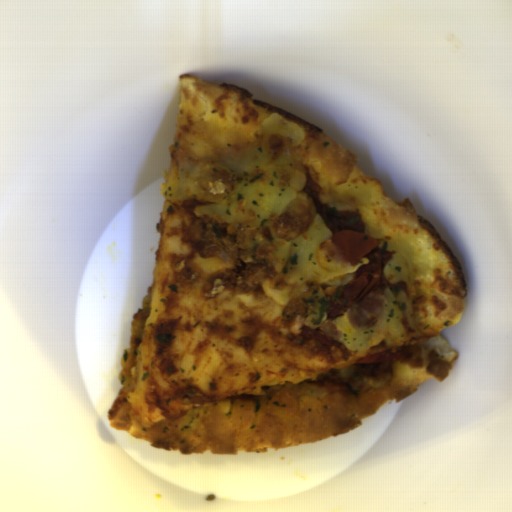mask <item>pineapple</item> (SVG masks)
<instances>
[{
    "instance_id": "2",
    "label": "pineapple",
    "mask_w": 512,
    "mask_h": 512,
    "mask_svg": "<svg viewBox=\"0 0 512 512\" xmlns=\"http://www.w3.org/2000/svg\"><path fill=\"white\" fill-rule=\"evenodd\" d=\"M333 234L317 214L293 239L274 236L268 257L277 278L306 304L305 326L315 330L328 315L326 288H342L355 278L360 265L369 262L364 256L356 265L350 264L333 244Z\"/></svg>"
},
{
    "instance_id": "3",
    "label": "pineapple",
    "mask_w": 512,
    "mask_h": 512,
    "mask_svg": "<svg viewBox=\"0 0 512 512\" xmlns=\"http://www.w3.org/2000/svg\"><path fill=\"white\" fill-rule=\"evenodd\" d=\"M393 257L384 269V304L379 318L371 328H356L349 320V309L335 316V324L340 331L341 343L349 351H361L382 340L386 344L400 343L407 333L402 314L397 306L394 289L397 283L409 278V262L399 255Z\"/></svg>"
},
{
    "instance_id": "1",
    "label": "pineapple",
    "mask_w": 512,
    "mask_h": 512,
    "mask_svg": "<svg viewBox=\"0 0 512 512\" xmlns=\"http://www.w3.org/2000/svg\"><path fill=\"white\" fill-rule=\"evenodd\" d=\"M304 127L277 112L260 124L252 145L209 161L185 159L179 167V196L200 200L199 211L230 228L258 225L286 211L305 185L298 162Z\"/></svg>"
}]
</instances>
